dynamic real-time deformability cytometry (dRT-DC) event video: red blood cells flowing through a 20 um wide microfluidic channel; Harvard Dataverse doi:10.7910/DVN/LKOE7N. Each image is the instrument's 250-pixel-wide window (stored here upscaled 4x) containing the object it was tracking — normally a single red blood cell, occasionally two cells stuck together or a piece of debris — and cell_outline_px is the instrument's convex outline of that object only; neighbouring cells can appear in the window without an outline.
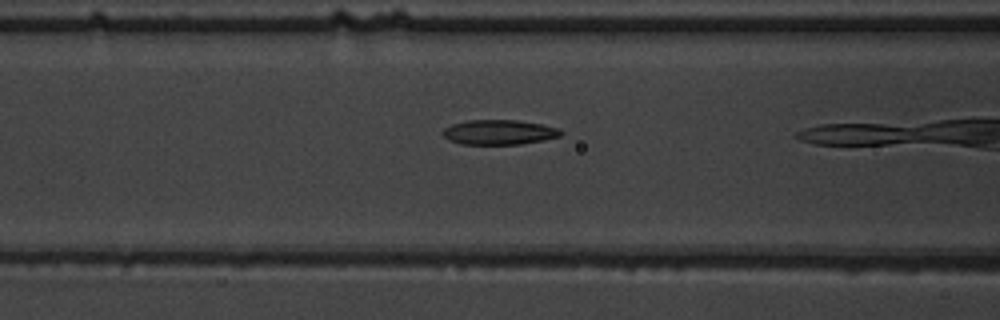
{"species": "common noctule bat (a hibernating species)", "species_latin": "Nyctalus noctula", "temperature_condition": "warm", "stored_images_in_passage": 13, "camera_frame_rate_fps": 3000, "um_per_image_px": 0.085, "animal": {"sex": "male", "body_mass_g": 19.5, "forearm_length_mm": 54.6}, "frame": {"image": 1, "passage_image": 11, "time_ms": 3.333, "image_size_px": [1000, 320], "cell_outline_px": [[564, 132], [560, 136], [520, 144], [460, 144], [448, 140], [440, 132], [444, 128], [452, 124], [468, 120], [516, 120], [540, 124], [556, 128]], "centroid_in_image_um": [42.35, 11.24], "position_along_channel_um": 124.2, "area_um2": 16.94}}